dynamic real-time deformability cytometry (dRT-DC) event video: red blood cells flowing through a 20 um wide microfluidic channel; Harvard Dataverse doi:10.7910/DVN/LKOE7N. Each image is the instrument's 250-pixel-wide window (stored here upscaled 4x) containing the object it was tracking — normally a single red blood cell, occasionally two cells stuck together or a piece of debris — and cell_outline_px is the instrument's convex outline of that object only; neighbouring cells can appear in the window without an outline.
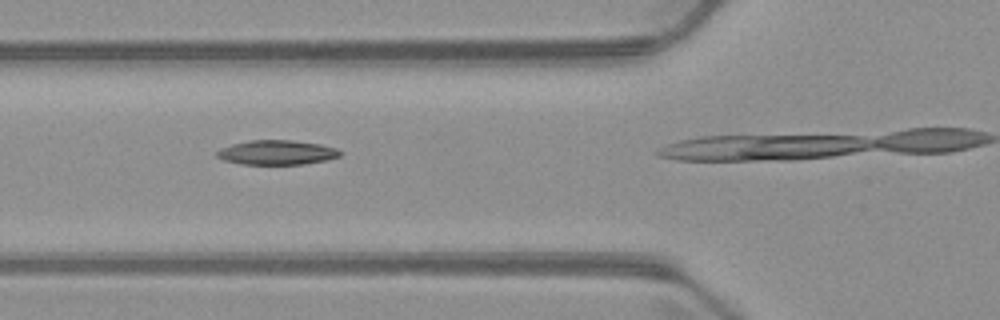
{"species": "common noctule bat (a hibernating species)", "species_latin": "Nyctalus noctula", "temperature_condition": "warm", "stored_images_in_passage": 3, "camera_frame_rate_fps": 3000, "um_per_image_px": 0.085, "animal": {"sex": "male", "body_mass_g": 23.1, "forearm_length_mm": 52.7}, "frame": {"image": 1, "passage_image": 2, "time_ms": 1.333, "image_size_px": [1000, 320], "cell_outline_px": [[340, 156], [328, 160], [304, 164], [240, 164], [224, 160], [216, 156], [216, 152], [220, 148], [232, 144], [248, 140], [292, 140], [320, 144], [336, 148], [340, 152]], "centroid_in_image_um": [23.51, 12.96], "position_along_channel_um": 102.3, "area_um2": 17.63}}